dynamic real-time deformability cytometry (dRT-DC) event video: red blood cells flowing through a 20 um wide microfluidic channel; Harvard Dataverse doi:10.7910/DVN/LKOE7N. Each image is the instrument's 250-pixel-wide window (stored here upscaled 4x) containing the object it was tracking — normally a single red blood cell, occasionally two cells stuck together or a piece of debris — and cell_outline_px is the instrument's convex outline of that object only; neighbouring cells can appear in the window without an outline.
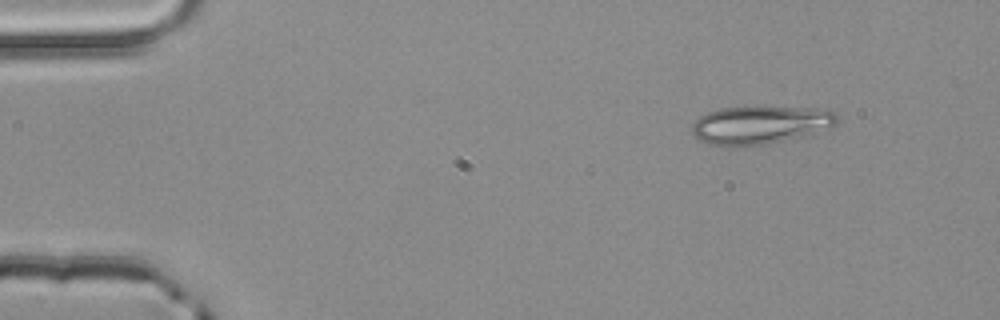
{"species": "common noctule bat (a hibernating species)", "species_latin": "Nyctalus noctula", "temperature_condition": "room temperature", "stored_images_in_passage": 3, "camera_frame_rate_fps": 3000, "um_per_image_px": 0.085, "animal": {"sex": "male", "body_mass_g": 20.4}, "frame": {"image": 1, "passage_image": 1, "time_ms": 0.0, "image_size_px": [1000, 320], "cell_outline_px": [[840, 120], [836, 124], [800, 136], [764, 144], [740, 148], [724, 148], [708, 144], [692, 136], [692, 124], [700, 116], [708, 112], [720, 108], [828, 108], [836, 112]], "centroid_in_image_um": [64.55, 10.65], "position_along_channel_um": 20.5, "area_um2": 32.19}}